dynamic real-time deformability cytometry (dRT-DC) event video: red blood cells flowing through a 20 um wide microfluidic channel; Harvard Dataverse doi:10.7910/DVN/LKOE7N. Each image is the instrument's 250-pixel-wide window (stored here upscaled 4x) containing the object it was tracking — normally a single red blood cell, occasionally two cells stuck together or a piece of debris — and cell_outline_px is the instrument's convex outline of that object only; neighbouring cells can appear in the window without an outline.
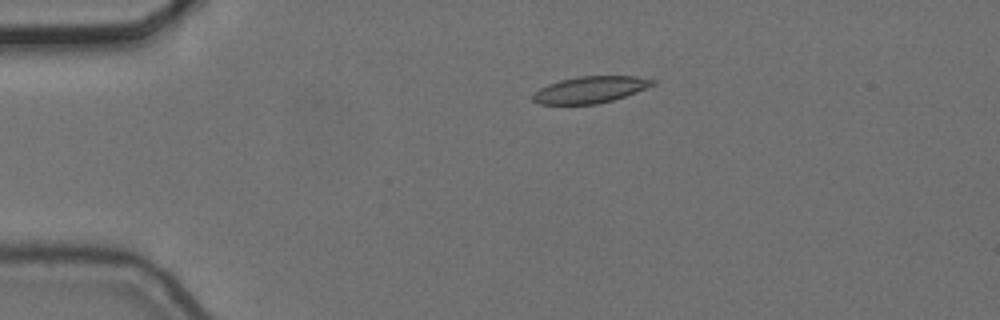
{"species": "common noctule bat (a hibernating species)", "species_latin": "Nyctalus noctula", "temperature_condition": "cold", "stored_images_in_passage": 5, "camera_frame_rate_fps": 3000, "um_per_image_px": 0.085, "animal": {"sex": "female", "body_mass_g": 24.6, "forearm_length_mm": 56.2}, "frame": {"image": 1, "passage_image": 3, "time_ms": 0.667, "image_size_px": [1000, 320], "cell_outline_px": [[660, 80], [656, 84], [636, 92], [612, 100], [596, 104], [540, 104], [532, 100], [532, 96], [540, 88], [548, 84], [560, 80], [580, 76], [636, 76]], "centroid_in_image_um": [50.22, 7.61], "position_along_channel_um": 34.8, "area_um2": 18.55}}
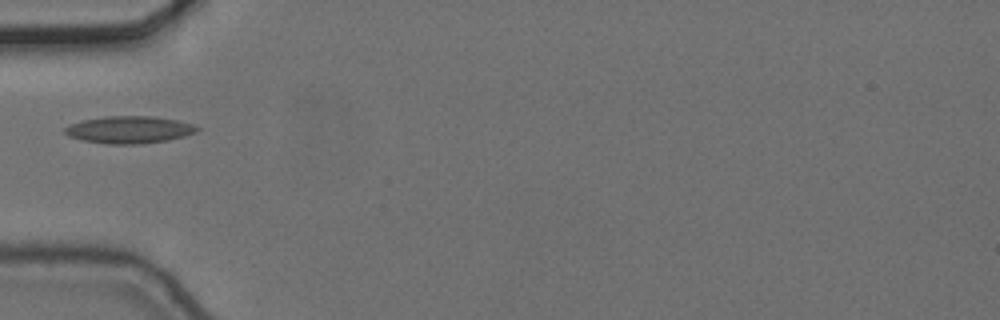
{"frame": {"image": 2, "passage_image": 5, "time_ms": 1.333, "image_size_px": [1000, 320], "cell_outline_px": [[200, 128], [196, 132], [184, 136], [168, 140], [140, 144], [108, 144], [84, 140], [68, 136], [64, 132], [64, 128], [68, 124], [84, 120], [104, 116], [156, 116], [176, 120], [192, 124]], "centroid_in_image_um": [10.97, 11.02], "position_along_channel_um": 74.0, "area_um2": 20.98}}